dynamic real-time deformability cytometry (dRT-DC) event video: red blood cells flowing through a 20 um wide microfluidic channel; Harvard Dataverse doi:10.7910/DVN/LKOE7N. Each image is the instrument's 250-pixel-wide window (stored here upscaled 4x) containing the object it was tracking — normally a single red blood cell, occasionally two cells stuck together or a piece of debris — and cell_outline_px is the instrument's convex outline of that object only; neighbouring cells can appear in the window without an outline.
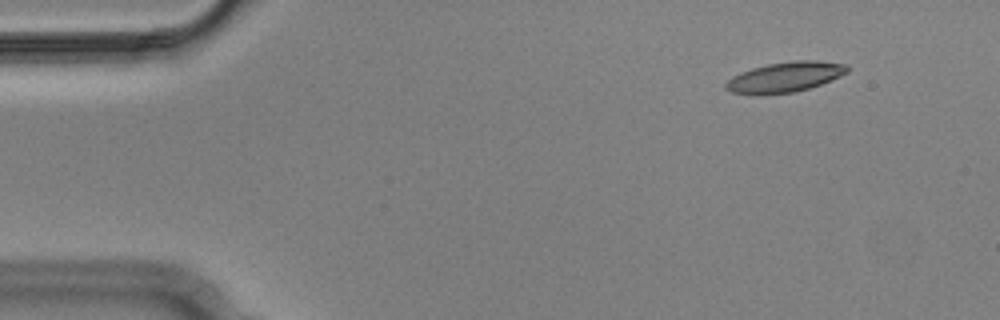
{"species": "Egyptian fruit bat (a non-hibernating species)", "species_latin": "Rousettus aegyptiacus", "temperature_condition": "cold", "stored_images_in_passage": 4, "camera_frame_rate_fps": 3000, "um_per_image_px": 0.085, "animal": {"sex": "male"}, "frame": {"image": 1, "passage_image": 1, "time_ms": 0.0, "image_size_px": [1000, 320], "cell_outline_px": [[848, 72], [840, 76], [820, 84], [796, 92], [732, 92], [724, 88], [724, 84], [732, 76], [740, 72], [752, 68], [768, 64], [792, 60], [816, 60], [848, 64]], "centroid_in_image_um": [66.78, 6.5], "position_along_channel_um": 18.2, "area_um2": 20.75}}